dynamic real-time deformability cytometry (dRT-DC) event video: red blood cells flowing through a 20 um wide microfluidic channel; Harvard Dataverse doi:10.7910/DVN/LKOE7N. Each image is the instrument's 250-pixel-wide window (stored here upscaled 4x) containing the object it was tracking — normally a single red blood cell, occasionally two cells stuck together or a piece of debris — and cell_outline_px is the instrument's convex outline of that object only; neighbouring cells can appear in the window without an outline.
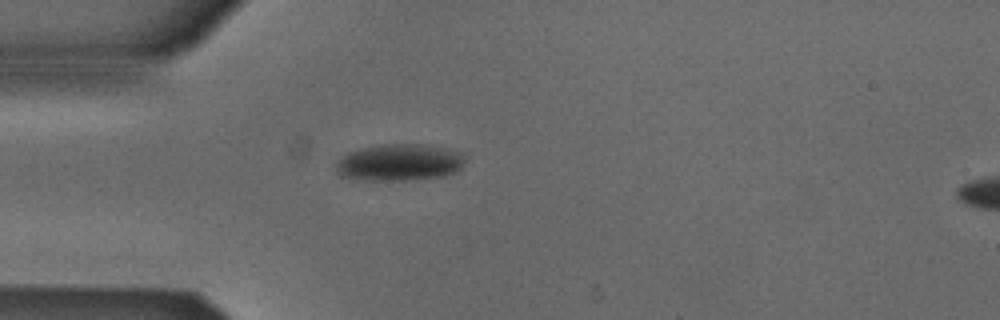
{"species": "Egyptian fruit bat (a non-hibernating species)", "species_latin": "Rousettus aegyptiacus", "temperature_condition": "cold", "stored_images_in_passage": 40, "camera_frame_rate_fps": 3000, "um_per_image_px": 0.085, "animal": {"sex": "male"}, "frame": {"image": 1, "passage_image": 1, "time_ms": 0.0, "image_size_px": [1000, 320], "cell_outline_px": [[464, 164], [456, 172], [444, 176], [404, 180], [364, 180], [340, 176], [336, 172], [336, 164], [344, 156], [352, 152], [364, 148], [384, 144], [424, 144], [452, 148], [464, 152]], "centroid_in_image_um": [34.04, 13.8], "position_along_channel_um": 51.0, "area_um2": 27.74}}
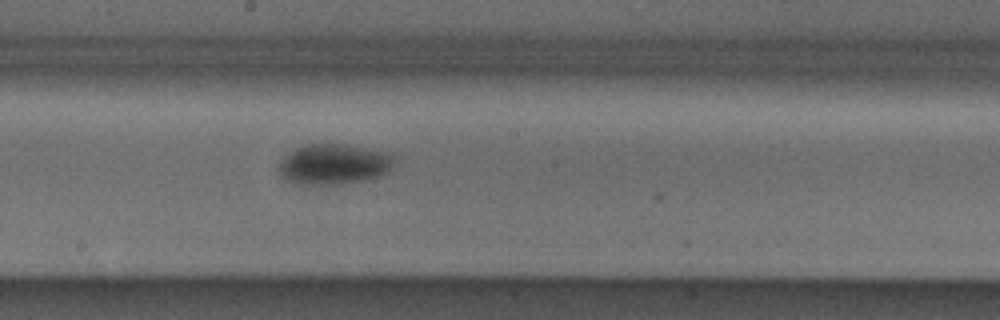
{"frame": {"image": 2, "passage_image": 15, "time_ms": 4.667, "image_size_px": [1000, 320], "cell_outline_px": [[392, 164], [388, 172], [376, 176], [344, 184], [300, 184], [288, 180], [280, 172], [280, 164], [288, 152], [296, 148], [308, 144], [348, 144], [388, 152], [392, 156]], "centroid_in_image_um": [28.38, 13.94], "position_along_channel_um": 219.8, "area_um2": 26.7}}
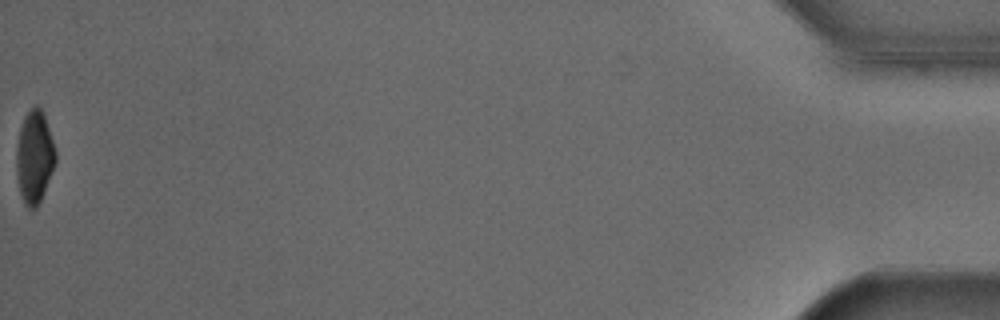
{"frame": {"image": 3, "passage_image": 40, "time_ms": 13.0, "image_size_px": [1000, 320], "cell_outline_px": [[56, 164], [44, 192], [36, 208], [28, 208], [24, 204], [20, 192], [16, 172], [16, 148], [20, 128], [24, 116], [36, 104], [44, 112], [56, 152]], "centroid_in_image_um": [2.93, 13.34], "position_along_channel_um": 432.3, "area_um2": 21.21}, "authors_computed_cell_mechanics": {"area_um2": 25.721, "velocity_mm_per_s": 3.8294, "shape_relaxation_time_tau1_ms": 4.683, "shape_relaxation_time_tau2_ms": null, "deformation_change_tau1": 0.1098, "deformation_change_tau2": null}}